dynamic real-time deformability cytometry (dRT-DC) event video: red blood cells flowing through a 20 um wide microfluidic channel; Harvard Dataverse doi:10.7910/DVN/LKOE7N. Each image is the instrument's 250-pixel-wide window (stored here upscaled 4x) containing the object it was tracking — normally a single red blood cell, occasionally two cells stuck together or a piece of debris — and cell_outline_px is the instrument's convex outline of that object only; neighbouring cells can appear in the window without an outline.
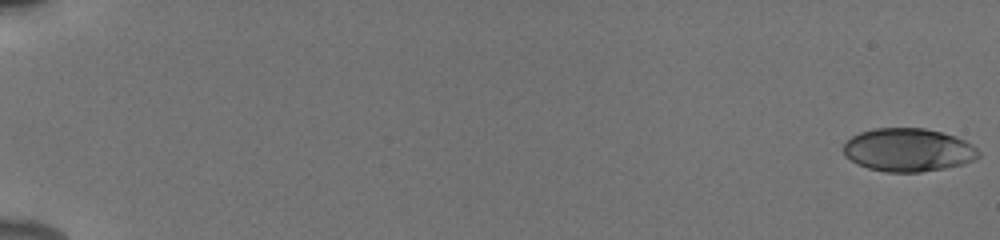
{"species": "human", "species_latin": "Homo sapiens", "temperature_condition": "cold", "stored_images_in_passage": 55, "camera_frame_rate_fps": 3000, "um_per_image_px": 0.085, "donor": {"sex": "male"}, "frame": {"image": 1, "passage_image": 1, "time_ms": 0.0, "image_size_px": [1000, 240], "cell_outline_px": [[980, 156], [976, 160], [964, 164], [944, 168], [920, 172], [884, 172], [868, 168], [856, 164], [844, 156], [844, 144], [852, 136], [860, 132], [876, 128], [924, 128], [956, 136], [972, 144], [980, 152]], "centroid_in_image_um": [77.21, 12.75], "position_along_channel_um": 7.8, "area_um2": 34.22}}
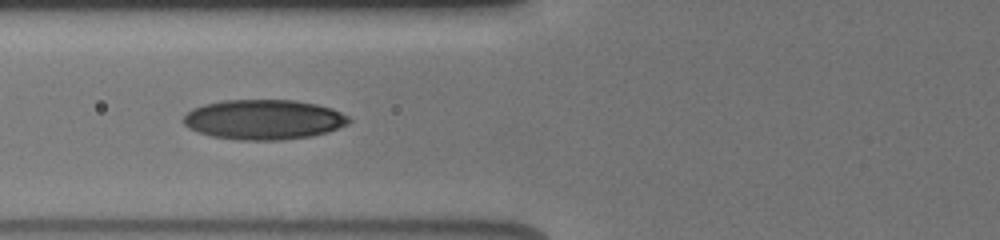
{"frame": {"image": 2, "passage_image": 24, "time_ms": 7.667, "image_size_px": [1000, 240], "cell_outline_px": [[352, 120], [348, 124], [328, 132], [312, 136], [280, 140], [240, 140], [212, 136], [188, 128], [180, 120], [192, 108], [204, 104], [224, 100], [296, 100], [316, 104], [332, 108], [348, 116]], "centroid_in_image_um": [22.42, 10.16], "position_along_channel_um": 103.4, "area_um2": 38.67}}
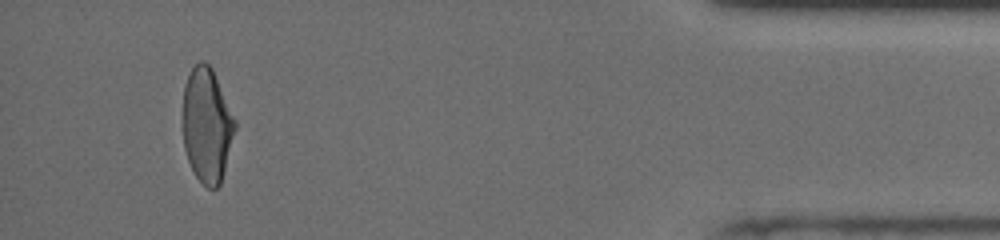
{"frame": {"image": 3, "passage_image": 52, "time_ms": 17.0, "image_size_px": [1000, 240], "cell_outline_px": [[236, 128], [220, 184], [216, 188], [208, 188], [196, 176], [188, 160], [184, 148], [184, 84], [192, 68], [200, 60], [204, 60], [212, 68], [236, 120]], "centroid_in_image_um": [17.6, 10.62], "position_along_channel_um": 417.6, "area_um2": 34.39}, "authors_computed_cell_mechanics": {"area_um2": 36.0094, "velocity_mm_per_s": 3.9294, "shape_relaxation_time_tau1_ms": 4.6516, "shape_relaxation_time_tau2_ms": 1.7246, "deformation_change_tau1": 0.1536, "deformation_change_tau2": 0.0718}}